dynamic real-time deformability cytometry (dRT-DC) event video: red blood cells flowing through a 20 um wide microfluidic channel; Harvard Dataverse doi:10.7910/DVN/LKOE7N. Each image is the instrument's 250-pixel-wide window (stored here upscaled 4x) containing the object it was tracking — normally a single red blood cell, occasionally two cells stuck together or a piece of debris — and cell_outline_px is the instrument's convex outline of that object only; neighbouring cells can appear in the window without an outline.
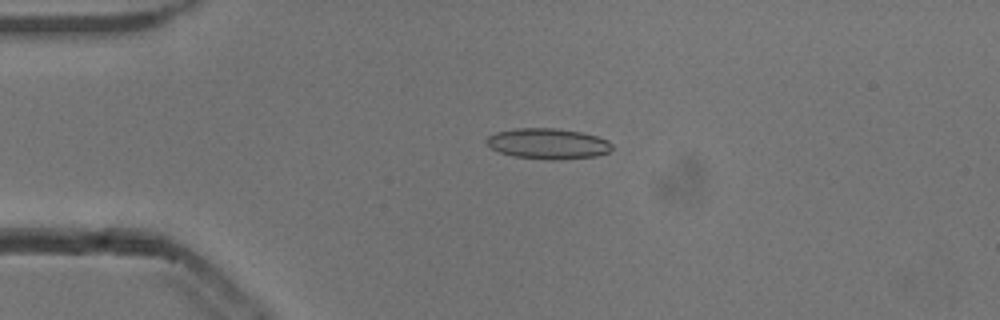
{"species": "common noctule bat (a hibernating species)", "species_latin": "Nyctalus noctula", "temperature_condition": "cold", "stored_images_in_passage": 53, "camera_frame_rate_fps": 3000, "um_per_image_px": 0.085, "animal": {"sex": "male", "body_mass_g": 13.3}, "frame": {"image": 1, "passage_image": 12, "time_ms": 3.667, "image_size_px": [1000, 320], "cell_outline_px": [[612, 148], [608, 152], [596, 156], [556, 160], [548, 160], [512, 156], [500, 152], [492, 148], [484, 140], [488, 136], [496, 132], [516, 128], [556, 128], [580, 132], [596, 136], [608, 140], [612, 144]], "centroid_in_image_um": [46.56, 12.21], "position_along_channel_um": 38.4, "area_um2": 22.43}}
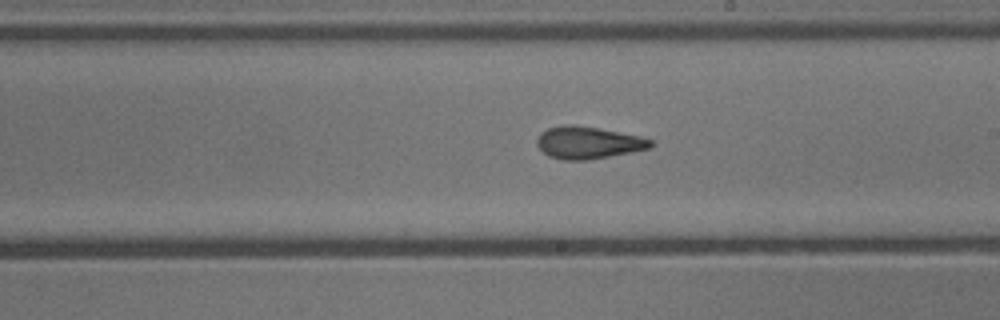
{"frame": {"image": 2, "passage_image": 30, "time_ms": 9.667, "image_size_px": [1000, 320], "cell_outline_px": [[656, 144], [652, 148], [632, 152], [588, 160], [564, 160], [548, 156], [536, 144], [536, 140], [540, 132], [548, 128], [564, 124], [572, 124], [600, 128], [640, 136], [652, 140]], "centroid_in_image_um": [50.01, 12.12], "position_along_channel_um": 239.0, "area_um2": 21.62}}
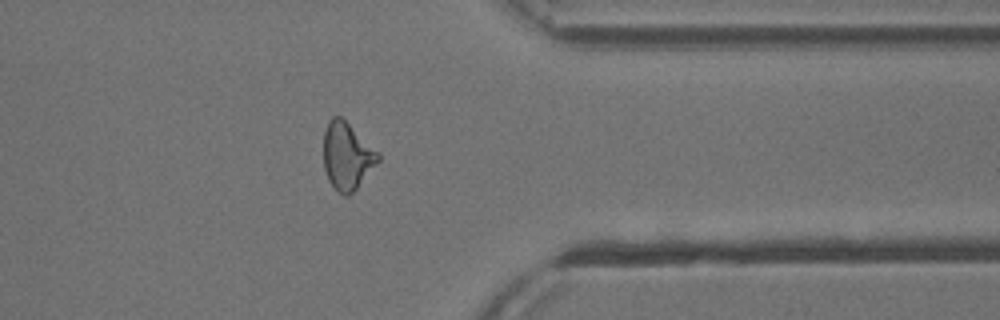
{"frame": {"image": 3, "passage_image": 42, "time_ms": 13.667, "image_size_px": [1000, 320], "cell_outline_px": [[380, 160], [356, 188], [348, 196], [344, 196], [328, 180], [324, 168], [324, 132], [328, 120], [332, 116], [340, 116], [380, 152]], "centroid_in_image_um": [29.5, 13.24], "position_along_channel_um": 381.9, "area_um2": 21.21}, "authors_computed_cell_mechanics": {"area_um2": 21.3282, "velocity_mm_per_s": 3.8407, "shape_relaxation_time_tau1_ms": 11.362, "shape_relaxation_time_tau2_ms": 2.4856, "deformation_change_tau1": 0.2268, "deformation_change_tau2": 0.1004}}